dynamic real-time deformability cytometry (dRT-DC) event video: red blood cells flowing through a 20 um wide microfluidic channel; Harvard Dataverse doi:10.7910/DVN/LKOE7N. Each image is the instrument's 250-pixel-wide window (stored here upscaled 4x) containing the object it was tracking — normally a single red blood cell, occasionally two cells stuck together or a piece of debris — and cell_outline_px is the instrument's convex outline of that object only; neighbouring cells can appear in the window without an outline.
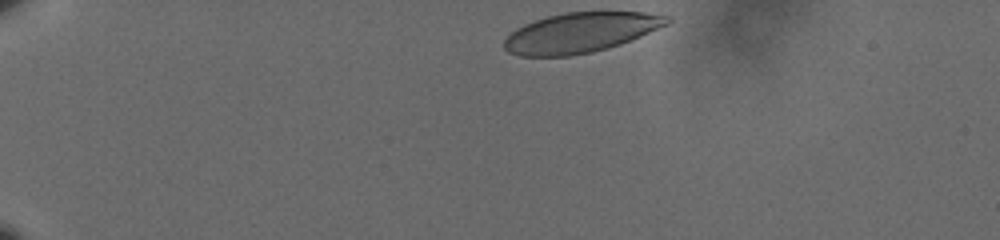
{"species": "human", "species_latin": "Homo sapiens", "temperature_condition": "cold", "stored_images_in_passage": 41, "camera_frame_rate_fps": 3000, "um_per_image_px": 0.085, "donor": {"sex": "male"}, "frame": {"image": 1, "passage_image": 1, "time_ms": 0.0, "image_size_px": [1000, 240], "cell_outline_px": [[672, 20], [668, 24], [640, 36], [620, 44], [592, 52], [568, 56], [520, 56], [508, 52], [504, 48], [504, 40], [516, 28], [524, 24], [548, 16], [564, 12], [644, 12], [672, 16]], "centroid_in_image_um": [49.35, 2.77], "position_along_channel_um": 35.6, "area_um2": 37.8}}
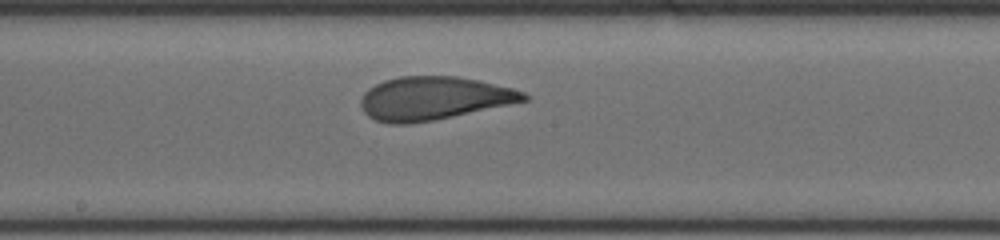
{"frame": {"image": 2, "passage_image": 23, "time_ms": 7.333, "image_size_px": [1000, 240], "cell_outline_px": [[528, 100], [452, 116], [432, 120], [408, 124], [388, 124], [376, 120], [368, 116], [364, 112], [360, 104], [360, 100], [364, 92], [368, 88], [384, 80], [400, 76], [456, 76], [480, 80], [512, 88], [524, 92], [528, 96]], "centroid_in_image_um": [36.82, 8.35], "position_along_channel_um": 211.4, "area_um2": 40.92}}
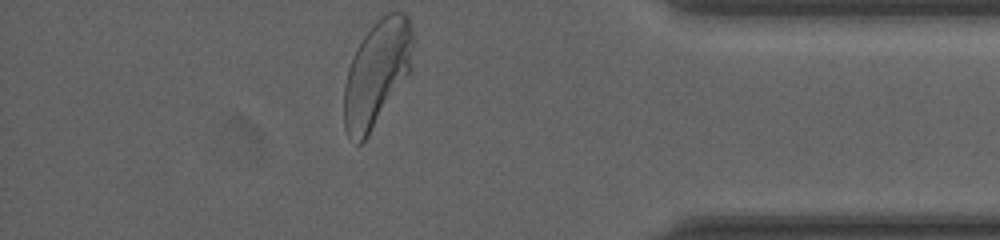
{"frame": {"image": 3, "passage_image": 41, "time_ms": 13.333, "image_size_px": [1000, 240], "cell_outline_px": [[412, 68], [368, 136], [360, 144], [356, 144], [348, 136], [344, 128], [344, 84], [348, 68], [356, 48], [364, 36], [376, 20], [380, 16], [388, 12], [404, 12], [408, 16], [412, 28]], "centroid_in_image_um": [32.02, 6.22], "position_along_channel_um": 403.2, "area_um2": 42.43}, "authors_computed_cell_mechanics": {"area_um2": 40.8068, "velocity_mm_per_s": 3.5537, "shape_relaxation_time_tau1_ms": 4.82, "shape_relaxation_time_tau2_ms": 0.9334, "deformation_change_tau1": 0.1838, "deformation_change_tau2": 0.0715}}